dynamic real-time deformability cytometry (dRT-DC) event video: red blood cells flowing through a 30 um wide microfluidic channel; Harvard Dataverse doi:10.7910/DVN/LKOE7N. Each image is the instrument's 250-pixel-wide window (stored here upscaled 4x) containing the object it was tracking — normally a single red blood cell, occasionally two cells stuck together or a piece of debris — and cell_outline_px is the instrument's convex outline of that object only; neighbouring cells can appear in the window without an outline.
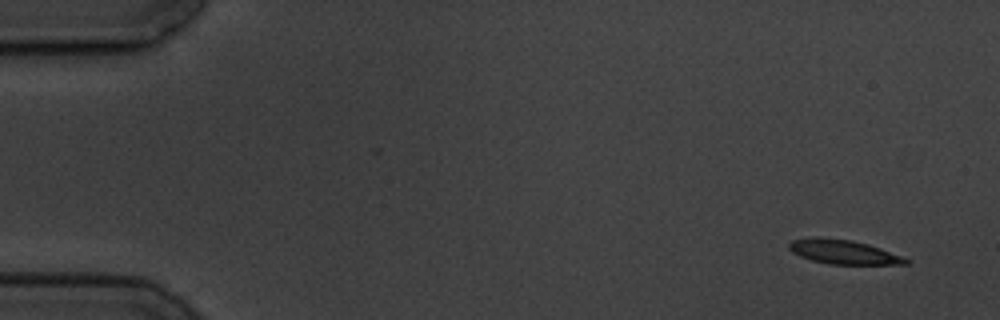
{"species": "common noctule bat (a hibernating species)", "species_latin": "Nyctalus noctula", "temperature_condition": "cold", "stored_images_in_passage": 5, "camera_frame_rate_fps": 3000, "um_per_image_px": 0.085, "animal": {"sex": "male", "body_mass_g": 19.5, "forearm_length_mm": 54.6}, "frame": {"image": 1, "passage_image": 1, "time_ms": 0.0, "image_size_px": [1000, 320], "cell_outline_px": [[908, 264], [828, 264], [812, 260], [800, 256], [792, 252], [788, 248], [788, 244], [792, 240], [812, 236], [820, 236], [852, 240], [868, 244], [880, 248], [900, 256], [908, 260]], "centroid_in_image_um": [71.61, 21.39], "position_along_channel_um": 13.4, "area_um2": 16.47}}
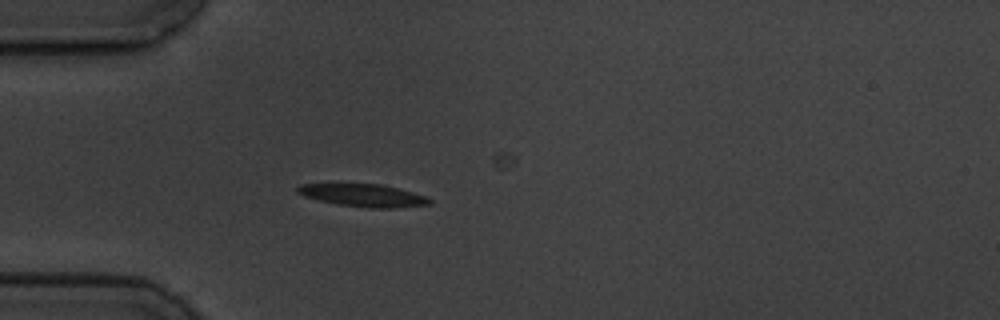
{"frame": {"image": 2, "passage_image": 4, "time_ms": 4.333, "image_size_px": [1000, 320], "cell_outline_px": [[432, 204], [392, 208], [368, 208], [340, 204], [320, 200], [304, 196], [296, 192], [296, 188], [300, 184], [380, 184], [412, 192], [424, 196], [432, 200]], "centroid_in_image_um": [30.88, 16.61], "position_along_channel_um": 54.1, "area_um2": 17.11}}